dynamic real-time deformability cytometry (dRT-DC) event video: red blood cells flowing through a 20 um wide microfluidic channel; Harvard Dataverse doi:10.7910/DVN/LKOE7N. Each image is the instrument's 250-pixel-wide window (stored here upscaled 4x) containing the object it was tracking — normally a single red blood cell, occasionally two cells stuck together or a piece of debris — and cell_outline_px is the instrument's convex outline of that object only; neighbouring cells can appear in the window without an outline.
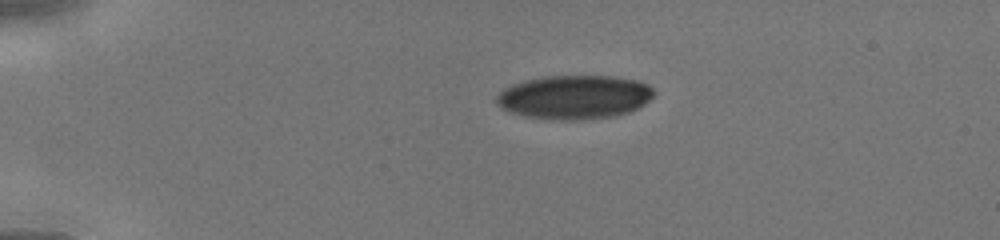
{"species": "human", "species_latin": "Homo sapiens", "temperature_condition": "cold", "stored_images_in_passage": 36, "camera_frame_rate_fps": 3000, "um_per_image_px": 0.085, "donor": {"sex": "male"}, "frame": {"image": 1, "passage_image": 1, "time_ms": 0.0, "image_size_px": [1000, 240], "cell_outline_px": [[656, 92], [644, 104], [628, 112], [612, 116], [580, 120], [568, 120], [524, 116], [500, 108], [496, 104], [496, 96], [504, 88], [512, 84], [524, 80], [544, 76], [612, 76], [636, 80], [648, 84]], "centroid_in_image_um": [48.8, 8.24], "position_along_channel_um": 36.2, "area_um2": 40.11}}
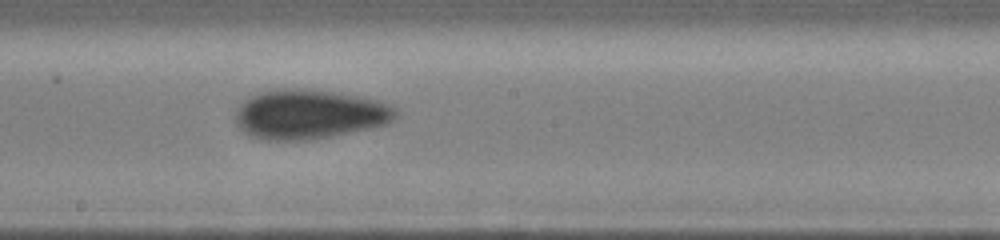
{"frame": {"image": 2, "passage_image": 17, "time_ms": 5.333, "image_size_px": [1000, 240], "cell_outline_px": [[400, 116], [388, 124], [372, 128], [332, 136], [304, 140], [268, 140], [252, 136], [244, 132], [236, 124], [236, 108], [248, 96], [256, 92], [280, 88], [300, 88], [336, 92], [376, 100], [392, 104], [396, 108]], "centroid_in_image_um": [26.31, 9.7], "position_along_channel_um": 221.9, "area_um2": 46.7}}
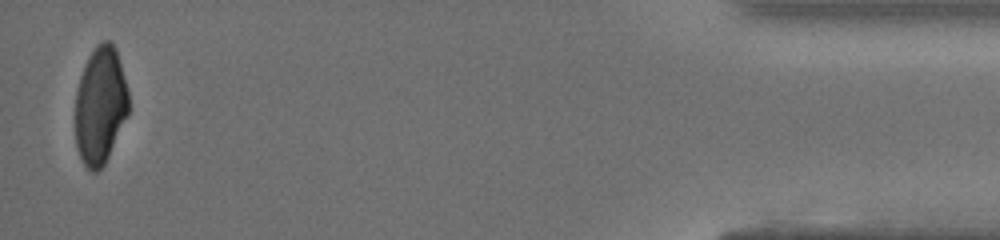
{"frame": {"image": 3, "passage_image": 35, "time_ms": 11.333, "image_size_px": [1000, 240], "cell_outline_px": [[128, 112], [108, 156], [104, 164], [96, 172], [92, 172], [84, 164], [80, 156], [76, 144], [76, 92], [80, 76], [84, 64], [88, 56], [96, 44], [104, 40], [108, 40], [116, 48], [128, 92]], "centroid_in_image_um": [8.51, 8.92], "position_along_channel_um": 426.7, "area_um2": 36.07}}